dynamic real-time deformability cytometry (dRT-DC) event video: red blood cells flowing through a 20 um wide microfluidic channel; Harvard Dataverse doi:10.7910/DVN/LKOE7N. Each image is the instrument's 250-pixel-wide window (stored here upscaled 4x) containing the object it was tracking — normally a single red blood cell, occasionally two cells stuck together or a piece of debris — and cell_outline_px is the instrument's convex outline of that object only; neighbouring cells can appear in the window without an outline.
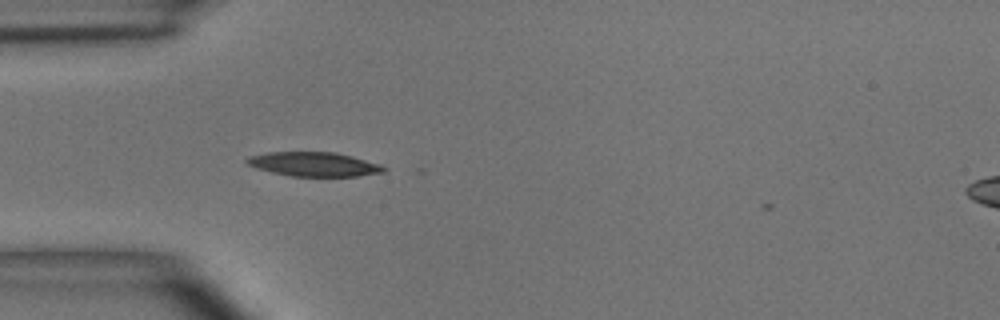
{"species": "common noctule bat (a hibernating species)", "species_latin": "Nyctalus noctula", "temperature_condition": "room temperature", "stored_images_in_passage": 6, "camera_frame_rate_fps": 3000, "um_per_image_px": 0.085, "animal": {"sex": "male", "body_mass_g": 15.6}, "frame": {"image": 1, "passage_image": 5, "time_ms": 4.667, "image_size_px": [1000, 320], "cell_outline_px": [[388, 168], [384, 172], [356, 176], [292, 176], [272, 172], [256, 168], [248, 164], [244, 160], [248, 156], [268, 152], [336, 152], [352, 156], [380, 164]], "centroid_in_image_um": [26.68, 13.95], "position_along_channel_um": 58.3, "area_um2": 19.31}}